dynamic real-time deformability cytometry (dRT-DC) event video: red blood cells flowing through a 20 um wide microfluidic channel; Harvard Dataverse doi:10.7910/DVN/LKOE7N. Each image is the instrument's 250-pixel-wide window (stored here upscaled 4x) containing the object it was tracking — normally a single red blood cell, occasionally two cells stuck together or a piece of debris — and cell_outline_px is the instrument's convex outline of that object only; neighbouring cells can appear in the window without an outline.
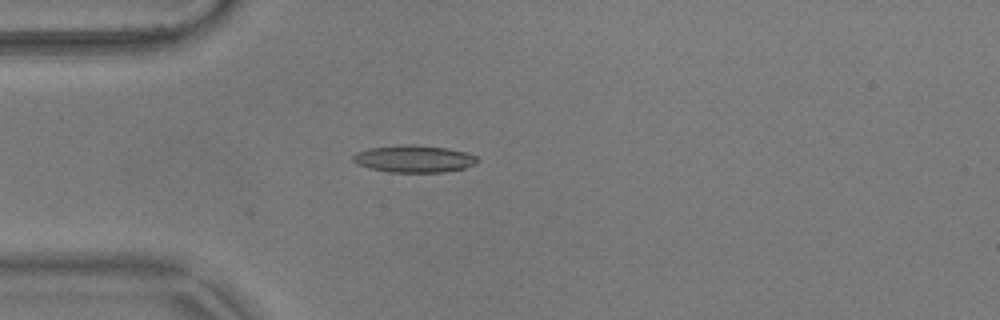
{"species": "common noctule bat (a hibernating species)", "species_latin": "Nyctalus noctula", "temperature_condition": "warm", "stored_images_in_passage": 45, "camera_frame_rate_fps": 3000, "um_per_image_px": 0.085, "animal": {"sex": "male", "body_mass_g": 17.9}, "frame": {"image": 1, "passage_image": 12, "time_ms": 3.667, "image_size_px": [1000, 320], "cell_outline_px": [[480, 160], [476, 164], [464, 168], [444, 172], [388, 172], [372, 168], [360, 164], [352, 160], [352, 156], [356, 152], [368, 148], [404, 144], [412, 144], [448, 148], [468, 152], [476, 156]], "centroid_in_image_um": [35.24, 13.49], "position_along_channel_um": 49.8, "area_um2": 19.77}}
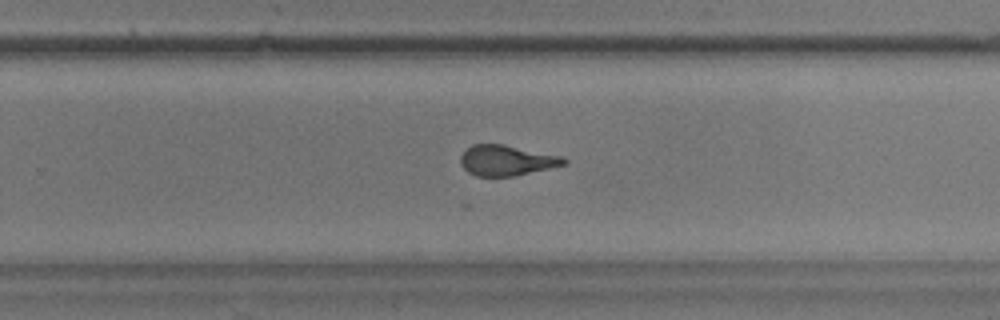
{"frame": {"image": 2, "passage_image": 32, "time_ms": 10.333, "image_size_px": [1000, 320], "cell_outline_px": [[568, 164], [516, 176], [476, 176], [468, 172], [460, 164], [460, 156], [472, 144], [504, 144], [564, 156], [568, 160]], "centroid_in_image_um": [43.11, 13.63], "position_along_channel_um": 286.7, "area_um2": 18.61}}
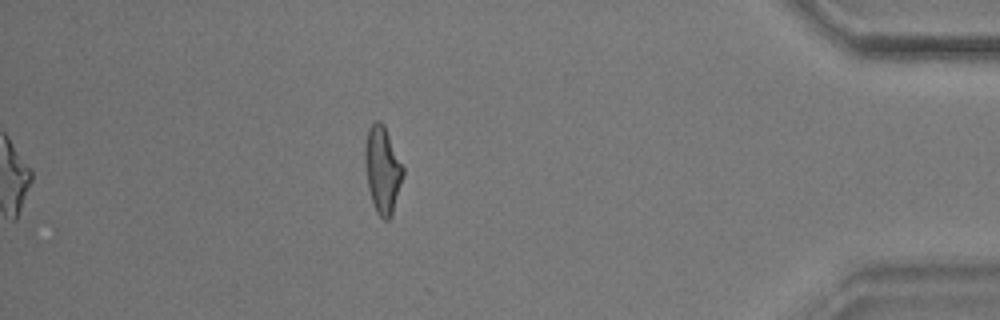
{"frame": {"image": 3, "passage_image": 45, "time_ms": 14.667, "image_size_px": [1000, 320], "cell_outline_px": [[404, 176], [392, 216], [388, 220], [384, 220], [376, 212], [372, 204], [368, 188], [364, 164], [364, 144], [368, 128], [376, 120], [380, 120], [384, 124], [404, 168]], "centroid_in_image_um": [32.5, 14.44], "position_along_channel_um": 402.7, "area_um2": 19.71}, "authors_computed_cell_mechanics": {"area_um2": 18.9584, "velocity_mm_per_s": 3.7015, "shape_relaxation_time_tau1_ms": 6.8056, "shape_relaxation_time_tau2_ms": 1.4115, "deformation_change_tau1": 0.2429, "deformation_change_tau2": 0.1071}}